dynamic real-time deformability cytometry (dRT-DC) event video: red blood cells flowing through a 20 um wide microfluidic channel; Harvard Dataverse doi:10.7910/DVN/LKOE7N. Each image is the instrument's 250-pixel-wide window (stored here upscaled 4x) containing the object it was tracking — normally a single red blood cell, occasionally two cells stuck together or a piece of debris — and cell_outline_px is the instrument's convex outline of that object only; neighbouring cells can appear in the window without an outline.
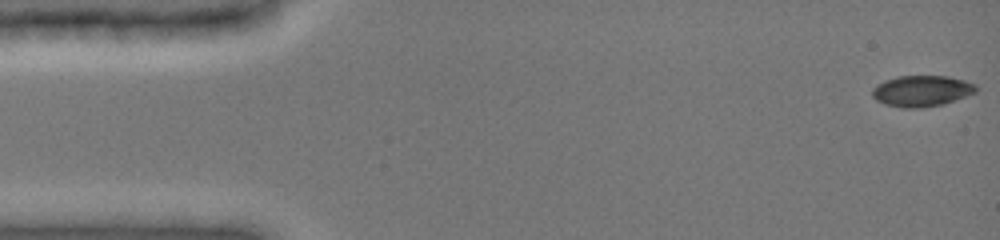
{"species": "common noctule bat (a hibernating species)", "species_latin": "Nyctalus noctula", "temperature_condition": "cold", "stored_images_in_passage": 48, "camera_frame_rate_fps": 3000, "um_per_image_px": 0.085, "animal": {"sex": "female", "body_mass_g": 19.0, "forearm_length_mm": 51.5}, "frame": {"image": 1, "passage_image": 1, "time_ms": 0.0, "image_size_px": [1000, 240], "cell_outline_px": [[976, 92], [944, 104], [920, 108], [904, 108], [884, 104], [876, 100], [872, 96], [872, 88], [876, 84], [884, 80], [900, 76], [948, 76], [964, 80], [976, 84]], "centroid_in_image_um": [78.32, 7.73], "position_along_channel_um": 6.7, "area_um2": 18.84}}
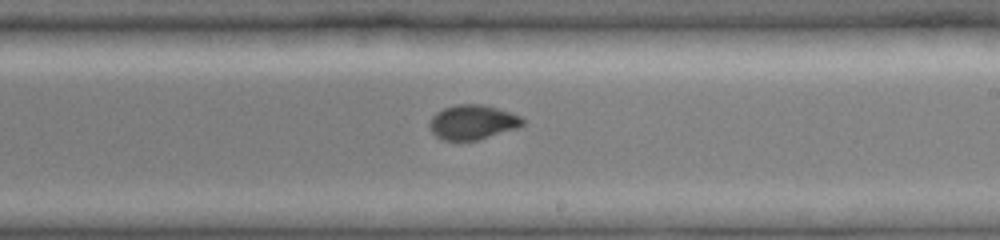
{"frame": {"image": 2, "passage_image": 28, "time_ms": 9.333, "image_size_px": [1000, 240], "cell_outline_px": [[524, 124], [516, 128], [476, 140], [440, 140], [432, 132], [428, 124], [432, 116], [436, 112], [444, 108], [456, 104], [484, 104], [520, 116], [524, 120]], "centroid_in_image_um": [40.12, 10.38], "position_along_channel_um": 248.9, "area_um2": 18.61}}
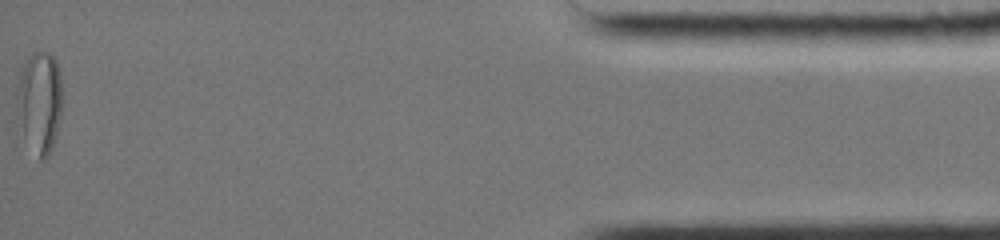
{"frame": {"image": 3, "passage_image": 48, "time_ms": 16.0, "image_size_px": [1000, 240], "cell_outline_px": [[60, 116], [52, 148], [44, 160], [40, 160], [24, 140], [16, 108], [16, 88], [20, 68], [28, 56], [32, 52], [48, 52], [56, 60], [60, 72]], "centroid_in_image_um": [3.31, 8.65], "position_along_channel_um": 431.9, "area_um2": 27.11}}